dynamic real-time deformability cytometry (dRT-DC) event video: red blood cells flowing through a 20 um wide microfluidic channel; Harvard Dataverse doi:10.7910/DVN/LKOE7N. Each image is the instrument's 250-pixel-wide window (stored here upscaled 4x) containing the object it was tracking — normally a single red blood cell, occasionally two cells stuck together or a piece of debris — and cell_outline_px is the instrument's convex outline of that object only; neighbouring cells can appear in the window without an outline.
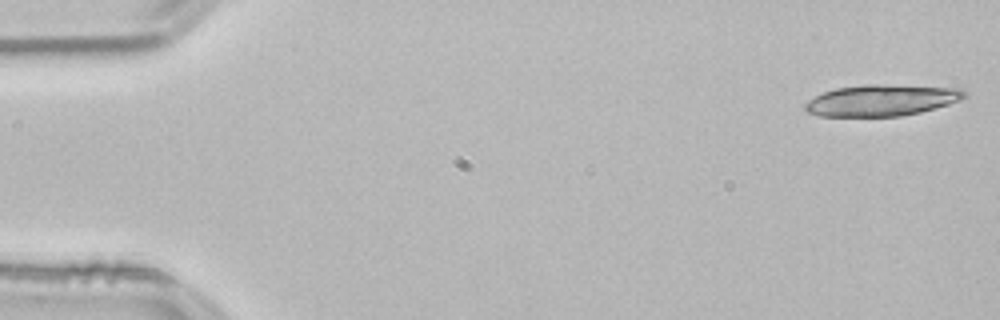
{"species": "common noctule bat (a hibernating species)", "species_latin": "Nyctalus noctula", "temperature_condition": "room temperature", "stored_images_in_passage": 17, "camera_frame_rate_fps": 3000, "um_per_image_px": 0.085, "animal": {"sex": "male", "body_mass_g": 21.5, "forearm_length_mm": 52.0}, "frame": {"image": 1, "passage_image": 1, "time_ms": 0.0, "image_size_px": [1000, 320], "cell_outline_px": [[968, 92], [960, 100], [948, 104], [920, 112], [900, 116], [820, 116], [808, 112], [804, 108], [804, 104], [808, 100], [824, 92], [836, 88], [864, 84], [876, 84], [964, 88]], "centroid_in_image_um": [74.94, 8.52], "position_along_channel_um": 10.1, "area_um2": 29.02}}